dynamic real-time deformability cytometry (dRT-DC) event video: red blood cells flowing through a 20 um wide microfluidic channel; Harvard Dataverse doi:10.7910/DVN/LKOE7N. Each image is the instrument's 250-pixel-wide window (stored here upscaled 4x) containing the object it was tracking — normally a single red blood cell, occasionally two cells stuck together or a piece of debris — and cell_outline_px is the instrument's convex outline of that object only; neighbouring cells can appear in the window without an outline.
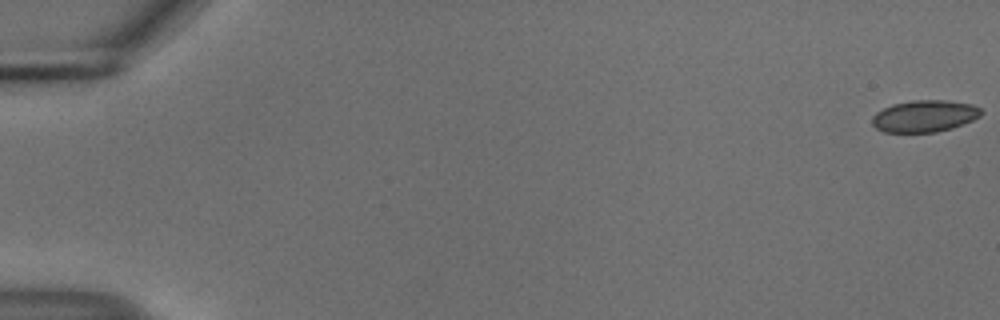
{"species": "common noctule bat (a hibernating species)", "species_latin": "Nyctalus noctula", "temperature_condition": "cold", "stored_images_in_passage": 55, "camera_frame_rate_fps": 3000, "um_per_image_px": 0.085, "animal": {"sex": "male", "body_mass_g": 18.8}, "frame": {"image": 1, "passage_image": 1, "time_ms": 0.0, "image_size_px": [1000, 320], "cell_outline_px": [[984, 112], [980, 116], [972, 120], [952, 128], [936, 132], [884, 132], [876, 128], [872, 124], [872, 116], [876, 112], [892, 104], [912, 100], [944, 100], [972, 104], [980, 108]], "centroid_in_image_um": [78.58, 9.86], "position_along_channel_um": 6.4, "area_um2": 20.23}}
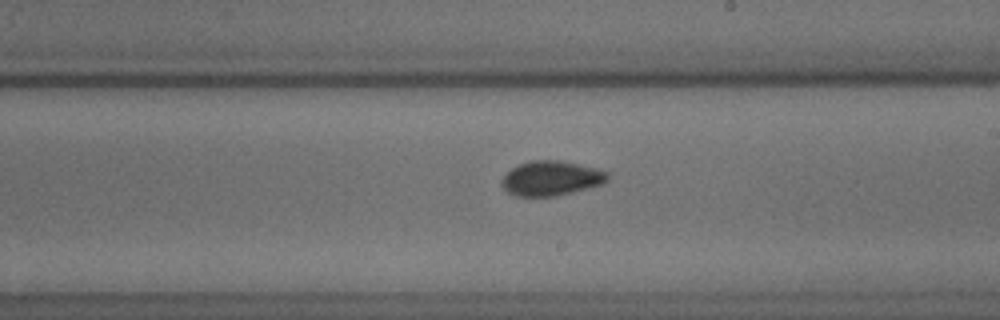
{"frame": {"image": 2, "passage_image": 33, "time_ms": 10.667, "image_size_px": [1000, 320], "cell_outline_px": [[608, 180], [600, 184], [588, 188], [556, 196], [516, 196], [508, 192], [500, 184], [500, 180], [512, 168], [520, 164], [532, 160], [560, 160], [580, 164], [596, 168], [608, 172]], "centroid_in_image_um": [46.84, 15.15], "position_along_channel_um": 242.2, "area_um2": 21.33}}
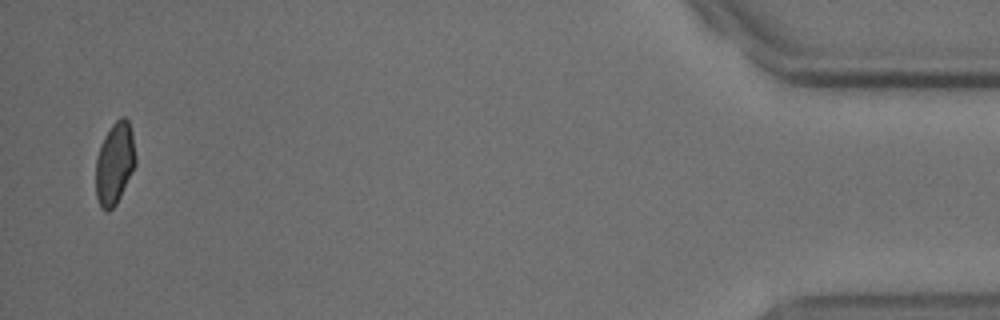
{"frame": {"image": 3, "passage_image": 54, "time_ms": 17.667, "image_size_px": [1000, 320], "cell_outline_px": [[136, 164], [116, 204], [108, 212], [104, 212], [100, 208], [96, 196], [96, 160], [104, 136], [112, 124], [120, 116], [124, 116], [128, 120], [132, 132], [136, 156]], "centroid_in_image_um": [9.75, 13.89], "position_along_channel_um": 425.5, "area_um2": 19.07}, "authors_computed_cell_mechanics": {"area_um2": 20.519, "velocity_mm_per_s": 3.731, "shape_relaxation_time_tau1_ms": null, "shape_relaxation_time_tau2_ms": 1.4805, "deformation_change_tau1": null, "deformation_change_tau2": 0.062}}